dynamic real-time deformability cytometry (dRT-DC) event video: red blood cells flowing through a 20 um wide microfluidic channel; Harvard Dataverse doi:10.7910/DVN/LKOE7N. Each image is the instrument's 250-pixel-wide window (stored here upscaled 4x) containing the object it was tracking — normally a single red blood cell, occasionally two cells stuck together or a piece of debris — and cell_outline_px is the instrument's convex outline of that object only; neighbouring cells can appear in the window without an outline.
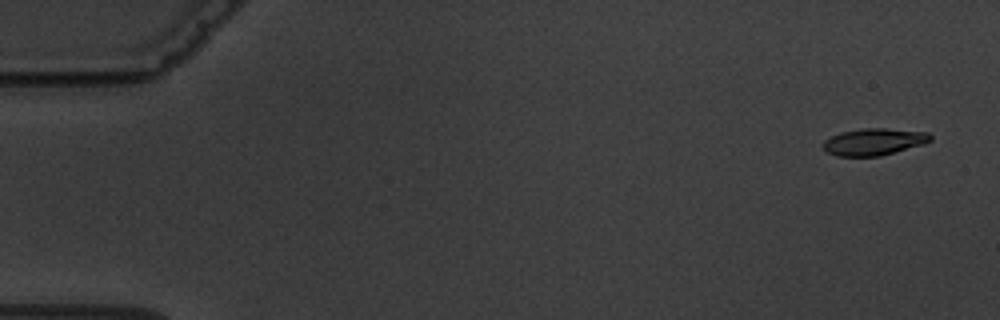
{"species": "common noctule bat (a hibernating species)", "species_latin": "Nyctalus noctula", "temperature_condition": "warm", "stored_images_in_passage": 5, "segment_of_instrument_passage": [1, 2], "camera_frame_rate_fps": 3000, "um_per_image_px": 0.085, "animal": {"sex": "male", "body_mass_g": 19.5, "forearm_length_mm": 54.6}, "frame": {"image": 1, "passage_image": 1, "time_ms": 0.0, "image_size_px": [1000, 320], "cell_outline_px": [[932, 140], [924, 144], [880, 156], [836, 156], [828, 152], [820, 144], [824, 140], [840, 132], [864, 128], [884, 128], [928, 132], [932, 136]], "centroid_in_image_um": [74.28, 12.05], "position_along_channel_um": 10.7, "area_um2": 16.88}}